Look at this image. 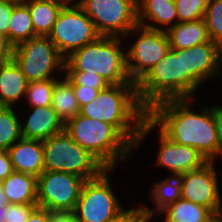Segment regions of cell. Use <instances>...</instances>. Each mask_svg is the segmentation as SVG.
I'll use <instances>...</instances> for the list:
<instances>
[{
    "label": "cell",
    "mask_w": 222,
    "mask_h": 222,
    "mask_svg": "<svg viewBox=\"0 0 222 222\" xmlns=\"http://www.w3.org/2000/svg\"><path fill=\"white\" fill-rule=\"evenodd\" d=\"M193 100L195 99H168L152 106L147 111V119L142 123L135 148L157 127L169 140L194 147L208 161H217L215 158L220 156V147L214 106L202 104L201 111L197 112L192 108Z\"/></svg>",
    "instance_id": "1"
},
{
    "label": "cell",
    "mask_w": 222,
    "mask_h": 222,
    "mask_svg": "<svg viewBox=\"0 0 222 222\" xmlns=\"http://www.w3.org/2000/svg\"><path fill=\"white\" fill-rule=\"evenodd\" d=\"M79 114L115 126L135 147L147 119L136 84L109 85L93 101L80 107Z\"/></svg>",
    "instance_id": "2"
},
{
    "label": "cell",
    "mask_w": 222,
    "mask_h": 222,
    "mask_svg": "<svg viewBox=\"0 0 222 222\" xmlns=\"http://www.w3.org/2000/svg\"><path fill=\"white\" fill-rule=\"evenodd\" d=\"M137 95L148 111L168 99H193L200 85L185 71L184 49H171L136 84Z\"/></svg>",
    "instance_id": "3"
},
{
    "label": "cell",
    "mask_w": 222,
    "mask_h": 222,
    "mask_svg": "<svg viewBox=\"0 0 222 222\" xmlns=\"http://www.w3.org/2000/svg\"><path fill=\"white\" fill-rule=\"evenodd\" d=\"M64 129L108 169H116L118 161H129L136 149L115 126L80 114L69 120Z\"/></svg>",
    "instance_id": "4"
},
{
    "label": "cell",
    "mask_w": 222,
    "mask_h": 222,
    "mask_svg": "<svg viewBox=\"0 0 222 222\" xmlns=\"http://www.w3.org/2000/svg\"><path fill=\"white\" fill-rule=\"evenodd\" d=\"M123 40L122 37H98L65 58L64 71L96 73L110 85L136 84L129 78L126 51L120 44Z\"/></svg>",
    "instance_id": "5"
},
{
    "label": "cell",
    "mask_w": 222,
    "mask_h": 222,
    "mask_svg": "<svg viewBox=\"0 0 222 222\" xmlns=\"http://www.w3.org/2000/svg\"><path fill=\"white\" fill-rule=\"evenodd\" d=\"M42 144L45 170L68 172L90 180L106 169L95 156L76 143L65 129L43 140Z\"/></svg>",
    "instance_id": "6"
},
{
    "label": "cell",
    "mask_w": 222,
    "mask_h": 222,
    "mask_svg": "<svg viewBox=\"0 0 222 222\" xmlns=\"http://www.w3.org/2000/svg\"><path fill=\"white\" fill-rule=\"evenodd\" d=\"M13 60L28 82L57 78L54 72L64 73L65 69V58L48 36H36L15 46Z\"/></svg>",
    "instance_id": "7"
},
{
    "label": "cell",
    "mask_w": 222,
    "mask_h": 222,
    "mask_svg": "<svg viewBox=\"0 0 222 222\" xmlns=\"http://www.w3.org/2000/svg\"><path fill=\"white\" fill-rule=\"evenodd\" d=\"M114 170L106 168L98 177L85 181L73 211L78 222H105L125 209L108 178Z\"/></svg>",
    "instance_id": "8"
},
{
    "label": "cell",
    "mask_w": 222,
    "mask_h": 222,
    "mask_svg": "<svg viewBox=\"0 0 222 222\" xmlns=\"http://www.w3.org/2000/svg\"><path fill=\"white\" fill-rule=\"evenodd\" d=\"M140 34L136 37V34ZM137 38L126 51L129 78L138 83L149 70L171 50L166 31L152 30L141 25L131 29L124 38Z\"/></svg>",
    "instance_id": "9"
},
{
    "label": "cell",
    "mask_w": 222,
    "mask_h": 222,
    "mask_svg": "<svg viewBox=\"0 0 222 222\" xmlns=\"http://www.w3.org/2000/svg\"><path fill=\"white\" fill-rule=\"evenodd\" d=\"M80 7L100 36L124 38L138 25L137 0H84Z\"/></svg>",
    "instance_id": "10"
},
{
    "label": "cell",
    "mask_w": 222,
    "mask_h": 222,
    "mask_svg": "<svg viewBox=\"0 0 222 222\" xmlns=\"http://www.w3.org/2000/svg\"><path fill=\"white\" fill-rule=\"evenodd\" d=\"M98 37L94 22L80 6H64L48 35L64 58Z\"/></svg>",
    "instance_id": "11"
},
{
    "label": "cell",
    "mask_w": 222,
    "mask_h": 222,
    "mask_svg": "<svg viewBox=\"0 0 222 222\" xmlns=\"http://www.w3.org/2000/svg\"><path fill=\"white\" fill-rule=\"evenodd\" d=\"M85 181L72 173L45 170L37 178L38 207L73 212Z\"/></svg>",
    "instance_id": "12"
},
{
    "label": "cell",
    "mask_w": 222,
    "mask_h": 222,
    "mask_svg": "<svg viewBox=\"0 0 222 222\" xmlns=\"http://www.w3.org/2000/svg\"><path fill=\"white\" fill-rule=\"evenodd\" d=\"M215 162L209 161L202 168L183 173L181 181V197L195 204L208 208L214 215L222 211L220 184L222 173L215 170Z\"/></svg>",
    "instance_id": "13"
},
{
    "label": "cell",
    "mask_w": 222,
    "mask_h": 222,
    "mask_svg": "<svg viewBox=\"0 0 222 222\" xmlns=\"http://www.w3.org/2000/svg\"><path fill=\"white\" fill-rule=\"evenodd\" d=\"M159 150L157 153V167H166L170 176H180L183 173L202 168L209 161L194 147L178 144L169 140L159 131Z\"/></svg>",
    "instance_id": "14"
},
{
    "label": "cell",
    "mask_w": 222,
    "mask_h": 222,
    "mask_svg": "<svg viewBox=\"0 0 222 222\" xmlns=\"http://www.w3.org/2000/svg\"><path fill=\"white\" fill-rule=\"evenodd\" d=\"M184 63L185 71L201 86L222 74V47L210 40L184 49Z\"/></svg>",
    "instance_id": "15"
},
{
    "label": "cell",
    "mask_w": 222,
    "mask_h": 222,
    "mask_svg": "<svg viewBox=\"0 0 222 222\" xmlns=\"http://www.w3.org/2000/svg\"><path fill=\"white\" fill-rule=\"evenodd\" d=\"M8 151L14 171L39 177L44 171L41 140L21 138Z\"/></svg>",
    "instance_id": "16"
},
{
    "label": "cell",
    "mask_w": 222,
    "mask_h": 222,
    "mask_svg": "<svg viewBox=\"0 0 222 222\" xmlns=\"http://www.w3.org/2000/svg\"><path fill=\"white\" fill-rule=\"evenodd\" d=\"M137 5L138 25L152 30L167 31L178 23L175 0H137Z\"/></svg>",
    "instance_id": "17"
},
{
    "label": "cell",
    "mask_w": 222,
    "mask_h": 222,
    "mask_svg": "<svg viewBox=\"0 0 222 222\" xmlns=\"http://www.w3.org/2000/svg\"><path fill=\"white\" fill-rule=\"evenodd\" d=\"M32 112L23 124L22 137L46 140L64 130V123L58 118L52 106L30 107Z\"/></svg>",
    "instance_id": "18"
},
{
    "label": "cell",
    "mask_w": 222,
    "mask_h": 222,
    "mask_svg": "<svg viewBox=\"0 0 222 222\" xmlns=\"http://www.w3.org/2000/svg\"><path fill=\"white\" fill-rule=\"evenodd\" d=\"M28 81L14 62L0 68V107H13L25 96ZM19 100V101H18Z\"/></svg>",
    "instance_id": "19"
},
{
    "label": "cell",
    "mask_w": 222,
    "mask_h": 222,
    "mask_svg": "<svg viewBox=\"0 0 222 222\" xmlns=\"http://www.w3.org/2000/svg\"><path fill=\"white\" fill-rule=\"evenodd\" d=\"M37 178L14 171L0 184L9 204H37Z\"/></svg>",
    "instance_id": "20"
},
{
    "label": "cell",
    "mask_w": 222,
    "mask_h": 222,
    "mask_svg": "<svg viewBox=\"0 0 222 222\" xmlns=\"http://www.w3.org/2000/svg\"><path fill=\"white\" fill-rule=\"evenodd\" d=\"M171 49H188L210 41L205 20L177 23L166 31Z\"/></svg>",
    "instance_id": "21"
},
{
    "label": "cell",
    "mask_w": 222,
    "mask_h": 222,
    "mask_svg": "<svg viewBox=\"0 0 222 222\" xmlns=\"http://www.w3.org/2000/svg\"><path fill=\"white\" fill-rule=\"evenodd\" d=\"M153 189L148 193V198L152 199L155 208L139 205V215L152 218L167 205H170L181 198V181L179 176H169L159 182H154ZM156 210V211H155Z\"/></svg>",
    "instance_id": "22"
},
{
    "label": "cell",
    "mask_w": 222,
    "mask_h": 222,
    "mask_svg": "<svg viewBox=\"0 0 222 222\" xmlns=\"http://www.w3.org/2000/svg\"><path fill=\"white\" fill-rule=\"evenodd\" d=\"M36 36H48L64 7L58 0H26Z\"/></svg>",
    "instance_id": "23"
},
{
    "label": "cell",
    "mask_w": 222,
    "mask_h": 222,
    "mask_svg": "<svg viewBox=\"0 0 222 222\" xmlns=\"http://www.w3.org/2000/svg\"><path fill=\"white\" fill-rule=\"evenodd\" d=\"M55 78V86L52 93V108L64 125L80 113V106L73 91L71 81L64 76V79Z\"/></svg>",
    "instance_id": "24"
},
{
    "label": "cell",
    "mask_w": 222,
    "mask_h": 222,
    "mask_svg": "<svg viewBox=\"0 0 222 222\" xmlns=\"http://www.w3.org/2000/svg\"><path fill=\"white\" fill-rule=\"evenodd\" d=\"M159 215H164V222H208L214 214L205 206L195 204L182 197L167 205Z\"/></svg>",
    "instance_id": "25"
},
{
    "label": "cell",
    "mask_w": 222,
    "mask_h": 222,
    "mask_svg": "<svg viewBox=\"0 0 222 222\" xmlns=\"http://www.w3.org/2000/svg\"><path fill=\"white\" fill-rule=\"evenodd\" d=\"M36 37L28 6L22 2L13 7L9 25V41L17 46Z\"/></svg>",
    "instance_id": "26"
},
{
    "label": "cell",
    "mask_w": 222,
    "mask_h": 222,
    "mask_svg": "<svg viewBox=\"0 0 222 222\" xmlns=\"http://www.w3.org/2000/svg\"><path fill=\"white\" fill-rule=\"evenodd\" d=\"M18 116L14 107H0V149L7 151L22 138Z\"/></svg>",
    "instance_id": "27"
},
{
    "label": "cell",
    "mask_w": 222,
    "mask_h": 222,
    "mask_svg": "<svg viewBox=\"0 0 222 222\" xmlns=\"http://www.w3.org/2000/svg\"><path fill=\"white\" fill-rule=\"evenodd\" d=\"M55 78L28 82L24 98L30 107L51 106Z\"/></svg>",
    "instance_id": "28"
},
{
    "label": "cell",
    "mask_w": 222,
    "mask_h": 222,
    "mask_svg": "<svg viewBox=\"0 0 222 222\" xmlns=\"http://www.w3.org/2000/svg\"><path fill=\"white\" fill-rule=\"evenodd\" d=\"M203 19L210 40L222 47V0H209Z\"/></svg>",
    "instance_id": "29"
},
{
    "label": "cell",
    "mask_w": 222,
    "mask_h": 222,
    "mask_svg": "<svg viewBox=\"0 0 222 222\" xmlns=\"http://www.w3.org/2000/svg\"><path fill=\"white\" fill-rule=\"evenodd\" d=\"M209 0H175L178 23L204 18Z\"/></svg>",
    "instance_id": "30"
},
{
    "label": "cell",
    "mask_w": 222,
    "mask_h": 222,
    "mask_svg": "<svg viewBox=\"0 0 222 222\" xmlns=\"http://www.w3.org/2000/svg\"><path fill=\"white\" fill-rule=\"evenodd\" d=\"M64 75L71 81L72 85H81L92 87L99 91L106 89L110 84L100 75L91 74L90 72L82 71H64Z\"/></svg>",
    "instance_id": "31"
},
{
    "label": "cell",
    "mask_w": 222,
    "mask_h": 222,
    "mask_svg": "<svg viewBox=\"0 0 222 222\" xmlns=\"http://www.w3.org/2000/svg\"><path fill=\"white\" fill-rule=\"evenodd\" d=\"M37 204H8L4 213V222H26Z\"/></svg>",
    "instance_id": "32"
},
{
    "label": "cell",
    "mask_w": 222,
    "mask_h": 222,
    "mask_svg": "<svg viewBox=\"0 0 222 222\" xmlns=\"http://www.w3.org/2000/svg\"><path fill=\"white\" fill-rule=\"evenodd\" d=\"M17 3L8 1V0H0V33L8 36L9 39V25H10V17L13 11V7Z\"/></svg>",
    "instance_id": "33"
},
{
    "label": "cell",
    "mask_w": 222,
    "mask_h": 222,
    "mask_svg": "<svg viewBox=\"0 0 222 222\" xmlns=\"http://www.w3.org/2000/svg\"><path fill=\"white\" fill-rule=\"evenodd\" d=\"M72 86L74 94L76 96V99L80 107L93 101L99 93V90L94 89L92 87H85L84 85L83 86L72 85Z\"/></svg>",
    "instance_id": "34"
},
{
    "label": "cell",
    "mask_w": 222,
    "mask_h": 222,
    "mask_svg": "<svg viewBox=\"0 0 222 222\" xmlns=\"http://www.w3.org/2000/svg\"><path fill=\"white\" fill-rule=\"evenodd\" d=\"M14 48L8 36L0 33V68L13 60Z\"/></svg>",
    "instance_id": "35"
},
{
    "label": "cell",
    "mask_w": 222,
    "mask_h": 222,
    "mask_svg": "<svg viewBox=\"0 0 222 222\" xmlns=\"http://www.w3.org/2000/svg\"><path fill=\"white\" fill-rule=\"evenodd\" d=\"M14 172L8 151L0 149V183Z\"/></svg>",
    "instance_id": "36"
},
{
    "label": "cell",
    "mask_w": 222,
    "mask_h": 222,
    "mask_svg": "<svg viewBox=\"0 0 222 222\" xmlns=\"http://www.w3.org/2000/svg\"><path fill=\"white\" fill-rule=\"evenodd\" d=\"M139 215V207L123 210L117 217L105 222H133Z\"/></svg>",
    "instance_id": "37"
},
{
    "label": "cell",
    "mask_w": 222,
    "mask_h": 222,
    "mask_svg": "<svg viewBox=\"0 0 222 222\" xmlns=\"http://www.w3.org/2000/svg\"><path fill=\"white\" fill-rule=\"evenodd\" d=\"M50 222H78L74 212H50Z\"/></svg>",
    "instance_id": "38"
},
{
    "label": "cell",
    "mask_w": 222,
    "mask_h": 222,
    "mask_svg": "<svg viewBox=\"0 0 222 222\" xmlns=\"http://www.w3.org/2000/svg\"><path fill=\"white\" fill-rule=\"evenodd\" d=\"M26 222H50V211L37 207L29 216Z\"/></svg>",
    "instance_id": "39"
},
{
    "label": "cell",
    "mask_w": 222,
    "mask_h": 222,
    "mask_svg": "<svg viewBox=\"0 0 222 222\" xmlns=\"http://www.w3.org/2000/svg\"><path fill=\"white\" fill-rule=\"evenodd\" d=\"M214 117L217 127V137L220 147V156L222 155V105L218 104L214 106Z\"/></svg>",
    "instance_id": "40"
},
{
    "label": "cell",
    "mask_w": 222,
    "mask_h": 222,
    "mask_svg": "<svg viewBox=\"0 0 222 222\" xmlns=\"http://www.w3.org/2000/svg\"><path fill=\"white\" fill-rule=\"evenodd\" d=\"M59 2H61L64 6H80L84 0H58ZM74 1H76L75 3H73Z\"/></svg>",
    "instance_id": "41"
},
{
    "label": "cell",
    "mask_w": 222,
    "mask_h": 222,
    "mask_svg": "<svg viewBox=\"0 0 222 222\" xmlns=\"http://www.w3.org/2000/svg\"><path fill=\"white\" fill-rule=\"evenodd\" d=\"M7 196L4 194V191L0 184V207H6L8 205Z\"/></svg>",
    "instance_id": "42"
},
{
    "label": "cell",
    "mask_w": 222,
    "mask_h": 222,
    "mask_svg": "<svg viewBox=\"0 0 222 222\" xmlns=\"http://www.w3.org/2000/svg\"><path fill=\"white\" fill-rule=\"evenodd\" d=\"M152 218L144 217L142 215H138L133 222H149Z\"/></svg>",
    "instance_id": "43"
},
{
    "label": "cell",
    "mask_w": 222,
    "mask_h": 222,
    "mask_svg": "<svg viewBox=\"0 0 222 222\" xmlns=\"http://www.w3.org/2000/svg\"><path fill=\"white\" fill-rule=\"evenodd\" d=\"M208 222H222V216L214 215Z\"/></svg>",
    "instance_id": "44"
},
{
    "label": "cell",
    "mask_w": 222,
    "mask_h": 222,
    "mask_svg": "<svg viewBox=\"0 0 222 222\" xmlns=\"http://www.w3.org/2000/svg\"><path fill=\"white\" fill-rule=\"evenodd\" d=\"M5 210H6V207H0V222H4Z\"/></svg>",
    "instance_id": "45"
},
{
    "label": "cell",
    "mask_w": 222,
    "mask_h": 222,
    "mask_svg": "<svg viewBox=\"0 0 222 222\" xmlns=\"http://www.w3.org/2000/svg\"><path fill=\"white\" fill-rule=\"evenodd\" d=\"M8 1H12V2H15V3H22V2H24L26 0H8Z\"/></svg>",
    "instance_id": "46"
}]
</instances>
